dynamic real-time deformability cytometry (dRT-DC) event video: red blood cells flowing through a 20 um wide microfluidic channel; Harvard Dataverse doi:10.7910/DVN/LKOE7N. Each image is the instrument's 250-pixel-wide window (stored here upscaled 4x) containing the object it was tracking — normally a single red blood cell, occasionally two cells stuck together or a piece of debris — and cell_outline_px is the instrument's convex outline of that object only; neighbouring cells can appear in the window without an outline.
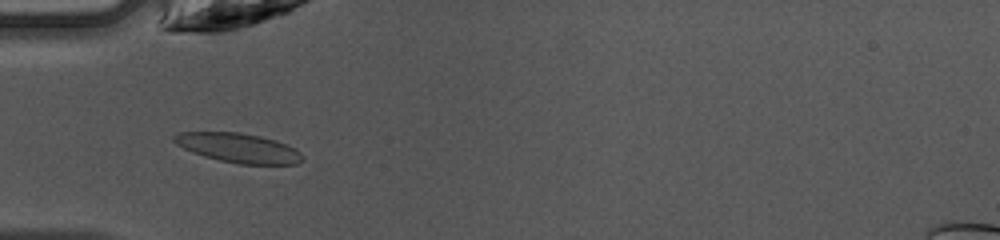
{"species": "common noctule bat (a hibernating species)", "species_latin": "Nyctalus noctula", "temperature_condition": "warm", "stored_images_in_passage": 35, "camera_frame_rate_fps": 3000, "um_per_image_px": 0.085, "animal": {"sex": "female", "body_mass_g": 10.0, "forearm_length_mm": 53.1}, "frame": {"image": 1, "passage_image": 4, "time_ms": 1.0, "image_size_px": [1000, 240], "cell_outline_px": [[304, 160], [296, 164], [240, 164], [220, 160], [204, 156], [192, 152], [176, 144], [172, 140], [172, 136], [180, 132], [240, 132], [260, 136], [276, 140], [296, 148], [304, 156]], "centroid_in_image_um": [20.29, 12.57], "position_along_channel_um": 64.7, "area_um2": 22.08}}
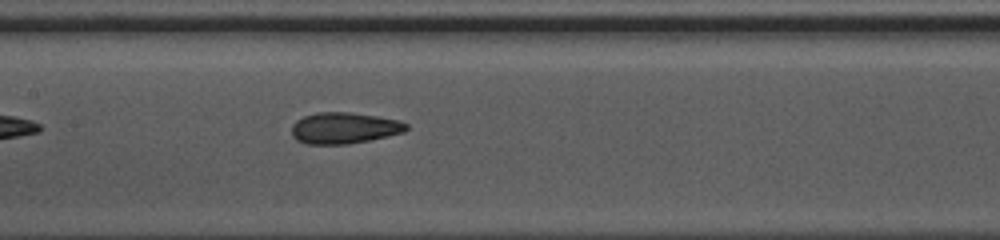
{"frame": {"image": 2, "passage_image": 12, "time_ms": 3.667, "image_size_px": [1000, 240], "cell_outline_px": [[408, 128], [404, 132], [388, 136], [348, 144], [304, 144], [296, 140], [292, 136], [292, 124], [296, 120], [304, 116], [316, 112], [348, 112], [376, 116], [400, 120], [408, 124]], "centroid_in_image_um": [29.23, 10.88], "position_along_channel_um": 178.2, "area_um2": 20.98}}
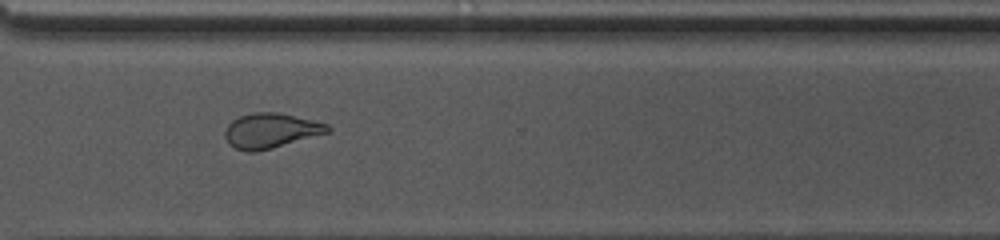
{"frame": {"image": 3, "passage_image": 24, "time_ms": 7.667, "image_size_px": [1000, 240], "cell_outline_px": [[332, 128], [328, 132], [272, 148], [256, 152], [248, 152], [236, 148], [228, 144], [224, 136], [224, 132], [228, 124], [232, 120], [240, 116], [256, 112], [276, 112], [312, 120], [328, 124]], "centroid_in_image_um": [22.97, 11.11], "position_along_channel_um": 347.6, "area_um2": 20.69}, "authors_computed_cell_mechanics": {"area_um2": 21.3282, "velocity_mm_per_s": 4.2597, "shape_relaxation_time_tau1_ms": 5.4307, "shape_relaxation_time_tau2_ms": 1.7492, "deformation_change_tau1": 0.1627, "deformation_change_tau2": 0.0956}}